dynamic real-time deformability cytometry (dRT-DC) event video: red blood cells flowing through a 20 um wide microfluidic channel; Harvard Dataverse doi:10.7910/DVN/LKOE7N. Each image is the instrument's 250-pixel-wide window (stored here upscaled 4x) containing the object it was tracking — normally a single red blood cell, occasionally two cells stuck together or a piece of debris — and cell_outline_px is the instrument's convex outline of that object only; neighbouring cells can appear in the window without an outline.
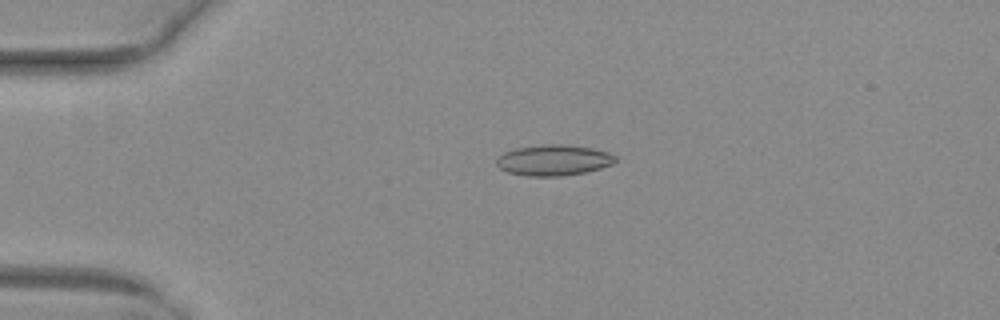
{"species": "common noctule bat (a hibernating species)", "species_latin": "Nyctalus noctula", "temperature_condition": "warm", "stored_images_in_passage": 36, "camera_frame_rate_fps": 3000, "um_per_image_px": 0.085, "animal": {"sex": "female", "body_mass_g": 29.2, "forearm_length_mm": 56.3}, "frame": {"image": 1, "passage_image": 13, "time_ms": 4.0, "image_size_px": [1000, 320], "cell_outline_px": [[616, 160], [612, 164], [600, 168], [584, 172], [560, 176], [528, 176], [508, 172], [500, 168], [496, 164], [496, 160], [504, 152], [516, 148], [544, 144], [564, 144], [592, 148], [608, 152], [616, 156]], "centroid_in_image_um": [47.05, 13.61], "position_along_channel_um": 37.9, "area_um2": 21.21}}
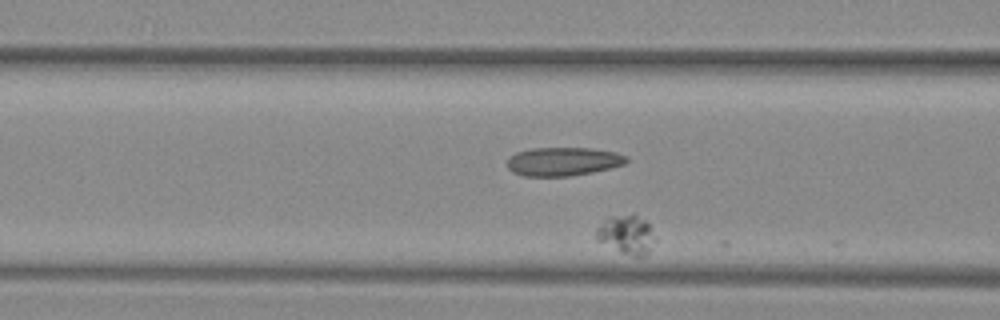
{"frame": {"image": 2, "passage_image": 22, "time_ms": 7.0, "image_size_px": [1000, 320], "cell_outline_px": [[656, 240], [648, 252], [644, 256], [632, 256], [596, 240], [596, 228], [608, 216], [632, 212], [644, 220], [648, 224]], "centroid_in_image_um": [53.24, 19.9], "position_along_channel_um": 113.4, "area_um2": 13.35}}
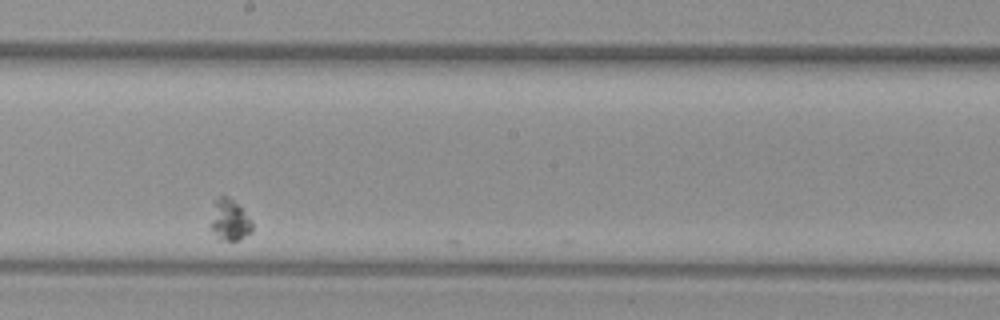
{"frame": {"image": 3, "passage_image": 33, "time_ms": 10.667, "image_size_px": [1000, 320], "cell_outline_px": [[252, 232], [240, 240], [216, 240], [208, 228], [208, 224], [212, 200], [216, 196], [228, 196], [240, 208], [252, 224]], "centroid_in_image_um": [19.38, 18.72], "position_along_channel_um": 228.8, "area_um2": 10.52}}